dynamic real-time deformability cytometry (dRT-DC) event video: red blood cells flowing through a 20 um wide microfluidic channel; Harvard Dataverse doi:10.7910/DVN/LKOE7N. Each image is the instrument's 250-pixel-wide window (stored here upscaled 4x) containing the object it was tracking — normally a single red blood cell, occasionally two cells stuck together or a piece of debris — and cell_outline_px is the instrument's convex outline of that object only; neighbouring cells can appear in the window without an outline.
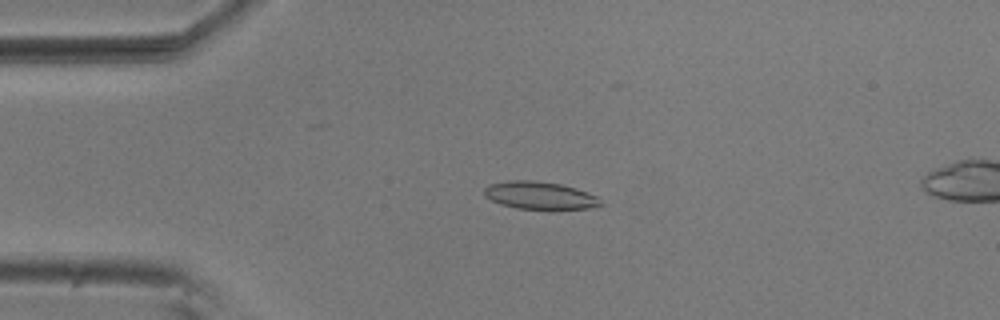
{"species": "common noctule bat (a hibernating species)", "species_latin": "Nyctalus noctula", "temperature_condition": "room temperature", "stored_images_in_passage": 56, "camera_frame_rate_fps": 3000, "um_per_image_px": 0.085, "animal": {"sex": "male", "body_mass_g": 20.5, "forearm_length_mm": 52.5}, "frame": {"image": 1, "passage_image": 13, "time_ms": 4.0, "image_size_px": [1000, 320], "cell_outline_px": [[604, 204], [588, 208], [516, 208], [500, 204], [484, 196], [484, 188], [488, 184], [508, 180], [532, 180], [560, 184], [576, 188], [596, 196]], "centroid_in_image_um": [45.83, 16.59], "position_along_channel_um": 39.2, "area_um2": 18.44}}
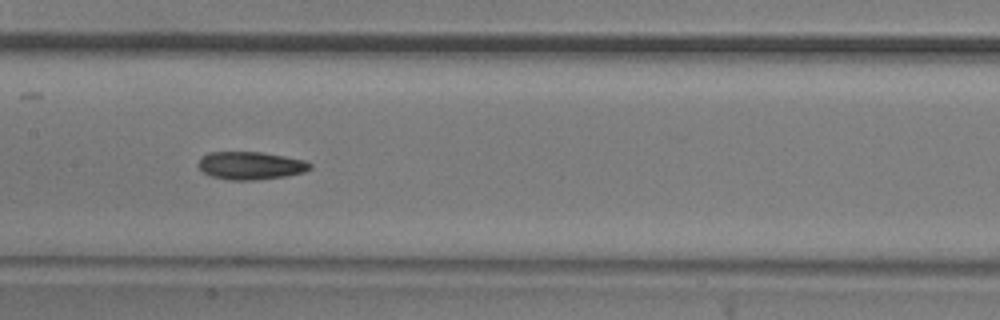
{"frame": {"image": 2, "passage_image": 27, "time_ms": 8.667, "image_size_px": [1000, 320], "cell_outline_px": [[312, 168], [304, 172], [288, 176], [256, 180], [228, 180], [212, 176], [204, 172], [196, 164], [208, 152], [260, 152], [284, 156], [304, 160], [312, 164]], "centroid_in_image_um": [21.33, 14.08], "position_along_channel_um": 186.1, "area_um2": 18.15}}
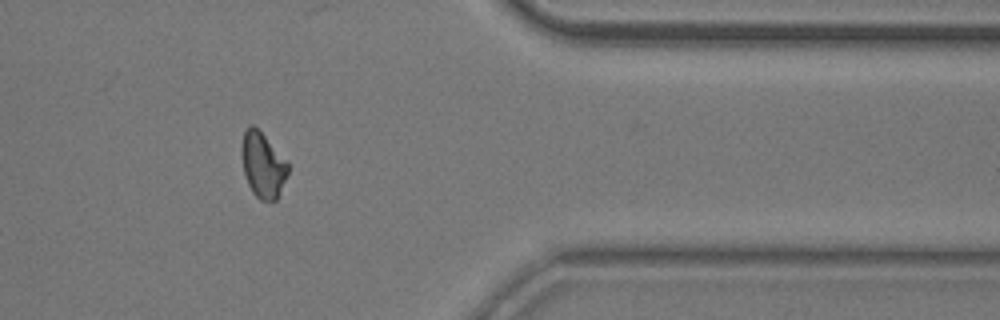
{"frame": {"image": 3, "passage_image": 45, "time_ms": 14.667, "image_size_px": [1000, 320], "cell_outline_px": [[288, 172], [276, 200], [260, 200], [252, 192], [248, 184], [244, 172], [240, 148], [244, 132], [252, 124], [264, 136], [288, 164]], "centroid_in_image_um": [22.3, 14.05], "position_along_channel_um": 389.1, "area_um2": 17.05}, "authors_computed_cell_mechanics": {"area_um2": 18.0336, "velocity_mm_per_s": 3.7161, "shape_relaxation_time_tau1_ms": 5.4555, "shape_relaxation_time_tau2_ms": 7.1407, "deformation_change_tau1": 0.1475, "deformation_change_tau2": 0.1445}}